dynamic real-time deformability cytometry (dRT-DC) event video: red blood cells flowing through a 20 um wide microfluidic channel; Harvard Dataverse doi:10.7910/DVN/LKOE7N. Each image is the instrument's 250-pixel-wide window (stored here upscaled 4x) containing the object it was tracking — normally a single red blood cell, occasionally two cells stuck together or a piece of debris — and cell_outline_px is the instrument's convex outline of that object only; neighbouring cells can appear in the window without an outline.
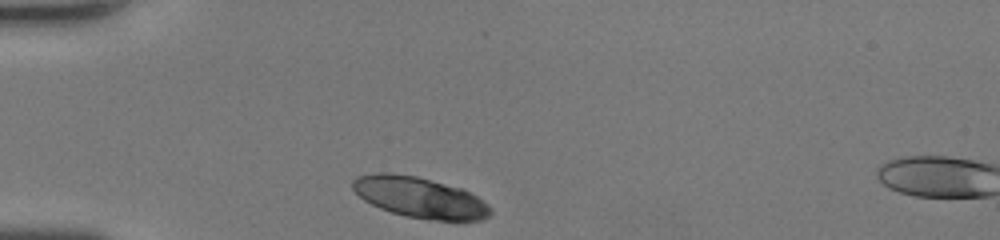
{"species": "human", "species_latin": "Homo sapiens", "temperature_condition": "room temperature", "stored_images_in_passage": 28, "camera_frame_rate_fps": 3000, "um_per_image_px": 0.085, "donor": {"sex": "female"}, "frame": {"image": 1, "passage_image": 1, "time_ms": 0.0, "image_size_px": [1000, 240], "cell_outline_px": [[492, 212], [488, 216], [480, 220], [432, 220], [404, 216], [380, 208], [364, 200], [352, 188], [352, 180], [356, 176], [376, 172], [388, 172], [416, 176], [460, 188], [476, 196], [488, 204]], "centroid_in_image_um": [35.64, 16.77], "position_along_channel_um": 49.4, "area_um2": 32.54}}
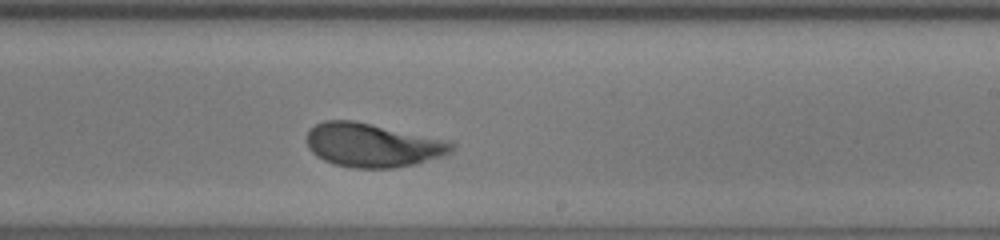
{"frame": {"image": 2, "passage_image": 18, "time_ms": 5.667, "image_size_px": [1000, 240], "cell_outline_px": [[456, 144], [452, 152], [416, 164], [392, 168], [352, 168], [332, 164], [316, 156], [308, 148], [308, 132], [316, 124], [324, 120], [352, 120], [448, 140]], "centroid_in_image_um": [31.67, 12.34], "position_along_channel_um": 257.3, "area_um2": 36.88}}
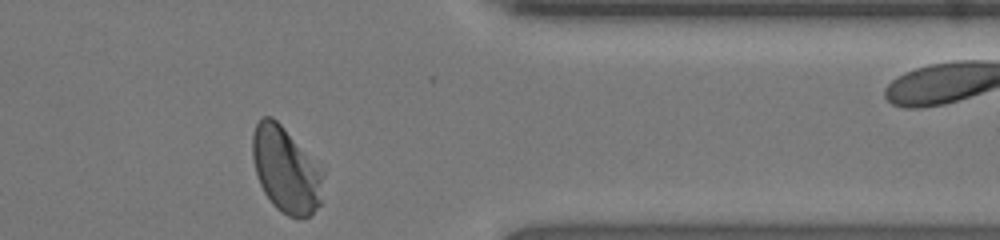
{"frame": {"image": 3, "passage_image": 28, "time_ms": 9.0, "image_size_px": [1000, 240], "cell_outline_px": [[324, 168], [320, 204], [308, 216], [288, 216], [276, 208], [272, 204], [264, 192], [260, 184], [256, 172], [252, 156], [252, 132], [260, 116], [272, 116]], "centroid_in_image_um": [24.29, 14.39], "position_along_channel_um": 387.1, "area_um2": 35.32}, "authors_computed_cell_mechanics": {"area_um2": 37.1654, "velocity_mm_per_s": 4.1605, "shape_relaxation_time_tau1_ms": 7.2305, "shape_relaxation_time_tau2_ms": null, "deformation_change_tau1": 0.2507, "deformation_change_tau2": null}}